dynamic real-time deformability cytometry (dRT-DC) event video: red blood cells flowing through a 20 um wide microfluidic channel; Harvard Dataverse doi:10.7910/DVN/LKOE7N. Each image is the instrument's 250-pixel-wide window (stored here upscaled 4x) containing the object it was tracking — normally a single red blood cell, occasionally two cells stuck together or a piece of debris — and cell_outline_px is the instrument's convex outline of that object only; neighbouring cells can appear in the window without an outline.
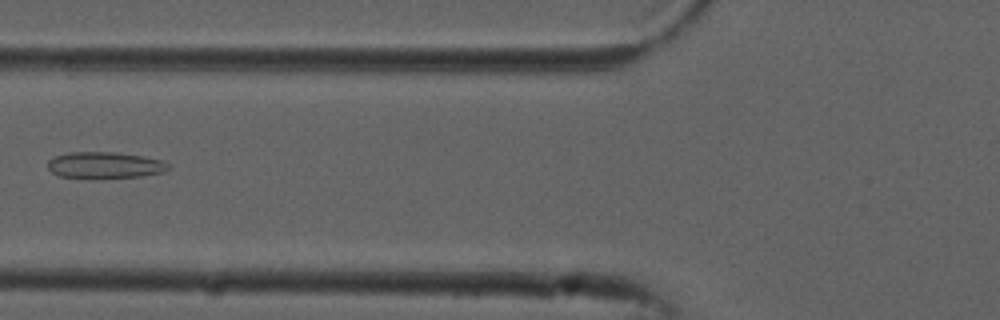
{"species": "common noctule bat (a hibernating species)", "species_latin": "Nyctalus noctula", "temperature_condition": "cold", "stored_images_in_passage": 7, "camera_frame_rate_fps": 3000, "um_per_image_px": 0.085, "animal": {"sex": "male", "forearm_length_mm": 52.5}, "frame": {"image": 1, "passage_image": 4, "time_ms": 1.0, "image_size_px": [1000, 320], "cell_outline_px": [[172, 168], [164, 172], [140, 176], [96, 180], [60, 176], [52, 172], [48, 168], [48, 160], [56, 156], [72, 152], [116, 152], [140, 156], [160, 160], [168, 164]], "centroid_in_image_um": [8.9, 14.07], "position_along_channel_um": 116.9, "area_um2": 18.9}}
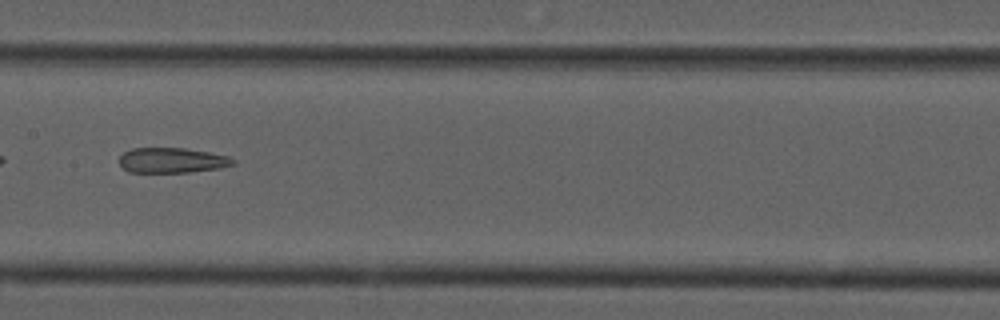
{"frame": {"image": 2, "passage_image": 6, "time_ms": 1.667, "image_size_px": [1000, 320], "cell_outline_px": [[236, 164], [220, 168], [188, 172], [128, 172], [120, 164], [120, 156], [124, 152], [132, 148], [184, 148], [208, 152], [228, 156], [236, 160]], "centroid_in_image_um": [14.64, 13.63], "position_along_channel_um": 192.8, "area_um2": 16.65}}
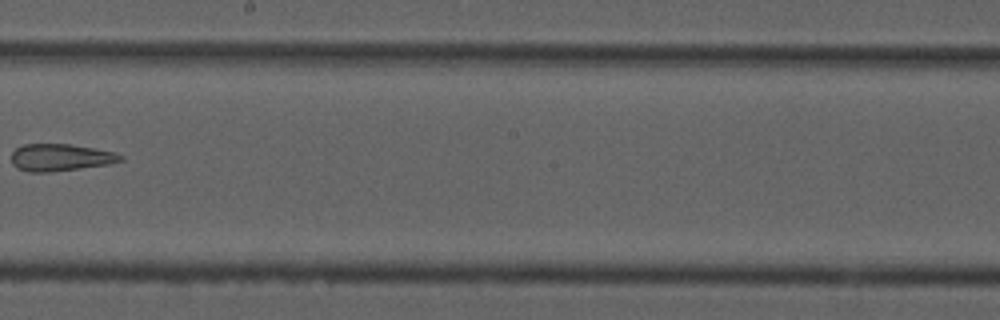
{"frame": {"image": 3, "passage_image": 7, "time_ms": 2.0, "image_size_px": [1000, 320], "cell_outline_px": [[124, 160], [112, 164], [48, 172], [28, 172], [16, 168], [12, 164], [12, 152], [16, 148], [24, 144], [68, 144], [116, 152], [124, 156]], "centroid_in_image_um": [5.16, 13.39], "position_along_channel_um": 243.0, "area_um2": 17.34}}